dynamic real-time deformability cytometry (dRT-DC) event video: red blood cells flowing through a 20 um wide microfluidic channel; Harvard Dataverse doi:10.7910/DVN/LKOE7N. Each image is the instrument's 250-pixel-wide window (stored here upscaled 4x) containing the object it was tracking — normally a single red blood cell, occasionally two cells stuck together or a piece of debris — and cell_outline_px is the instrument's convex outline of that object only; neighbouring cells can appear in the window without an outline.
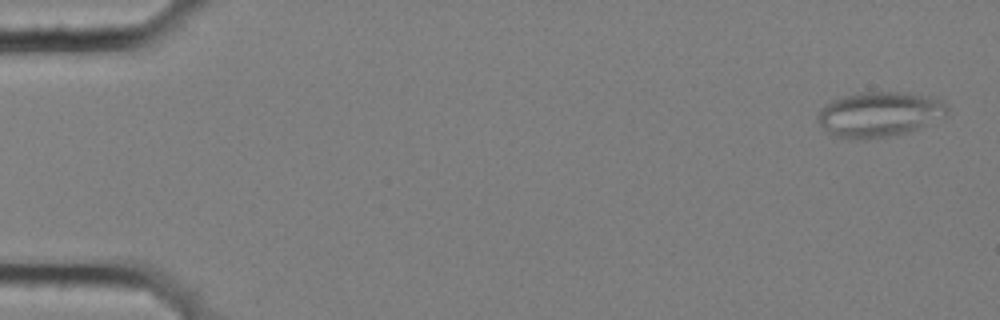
{"species": "common noctule bat (a hibernating species)", "species_latin": "Nyctalus noctula", "temperature_condition": "cold", "stored_images_in_passage": 9, "segment_of_instrument_passage": [1, 2], "camera_frame_rate_fps": 3000, "um_per_image_px": 0.085, "animal": {"sex": "female", "body_mass_g": 25.1}, "frame": {"image": 1, "passage_image": 1, "time_ms": 0.0, "image_size_px": [1000, 320], "cell_outline_px": [[948, 112], [944, 116], [916, 128], [904, 132], [888, 136], [860, 140], [848, 140], [832, 136], [820, 124], [820, 108], [824, 104], [832, 100], [844, 96], [860, 92], [908, 92], [940, 96], [944, 100], [948, 108]], "centroid_in_image_um": [74.77, 9.69], "position_along_channel_um": 10.2, "area_um2": 34.22}}